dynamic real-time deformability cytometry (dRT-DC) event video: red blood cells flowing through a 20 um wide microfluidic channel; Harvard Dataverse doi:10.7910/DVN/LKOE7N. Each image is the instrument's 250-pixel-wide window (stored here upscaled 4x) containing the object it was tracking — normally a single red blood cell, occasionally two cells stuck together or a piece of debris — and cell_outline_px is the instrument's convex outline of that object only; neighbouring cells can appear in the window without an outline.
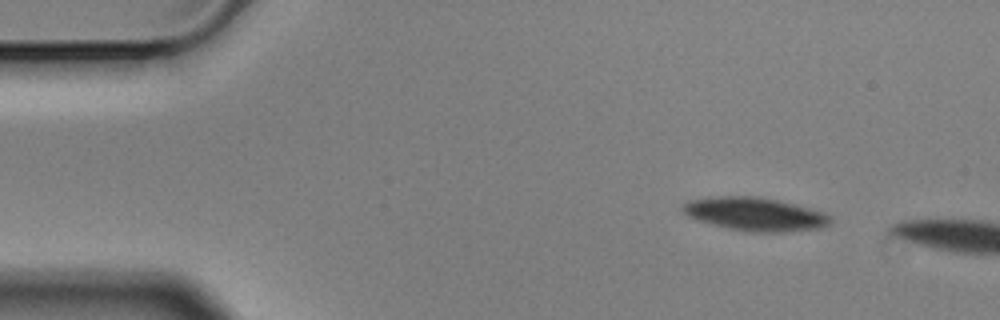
{"species": "Egyptian fruit bat (a non-hibernating species)", "species_latin": "Rousettus aegyptiacus", "temperature_condition": "cold", "stored_images_in_passage": 2, "camera_frame_rate_fps": 3000, "um_per_image_px": 0.085, "animal": {"sex": "male"}, "frame": {"image": 1, "passage_image": 1, "time_ms": 0.0, "image_size_px": [1000, 320], "cell_outline_px": [[832, 220], [828, 224], [820, 228], [784, 232], [748, 232], [700, 220], [688, 216], [680, 208], [688, 200], [708, 196], [756, 196], [776, 200], [808, 208], [820, 212], [828, 216]], "centroid_in_image_um": [64.13, 18.19], "position_along_channel_um": 20.9, "area_um2": 28.15}}